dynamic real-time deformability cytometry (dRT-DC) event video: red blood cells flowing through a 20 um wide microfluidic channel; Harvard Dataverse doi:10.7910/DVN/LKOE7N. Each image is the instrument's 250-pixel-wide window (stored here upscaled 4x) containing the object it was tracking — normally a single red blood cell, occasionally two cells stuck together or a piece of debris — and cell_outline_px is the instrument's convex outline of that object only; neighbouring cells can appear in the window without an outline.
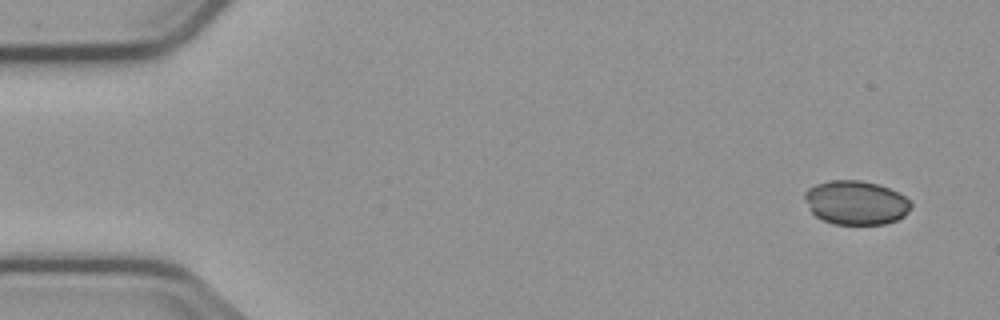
{"species": "common noctule bat (a hibernating species)", "species_latin": "Nyctalus noctula", "temperature_condition": "cold", "stored_images_in_passage": 5, "segment_of_instrument_passage": [1, 2], "camera_frame_rate_fps": 3000, "um_per_image_px": 0.085, "animal": {"sex": "male", "body_mass_g": 23.1, "forearm_length_mm": 52.7}, "frame": {"image": 1, "passage_image": 1, "time_ms": 0.0, "image_size_px": [1000, 320], "cell_outline_px": [[912, 208], [904, 216], [896, 220], [884, 224], [832, 224], [816, 216], [812, 212], [804, 196], [804, 192], [808, 188], [816, 184], [828, 180], [860, 180], [876, 184], [888, 188], [904, 196], [912, 204]], "centroid_in_image_um": [72.75, 17.22], "position_along_channel_um": 12.3, "area_um2": 27.11}}